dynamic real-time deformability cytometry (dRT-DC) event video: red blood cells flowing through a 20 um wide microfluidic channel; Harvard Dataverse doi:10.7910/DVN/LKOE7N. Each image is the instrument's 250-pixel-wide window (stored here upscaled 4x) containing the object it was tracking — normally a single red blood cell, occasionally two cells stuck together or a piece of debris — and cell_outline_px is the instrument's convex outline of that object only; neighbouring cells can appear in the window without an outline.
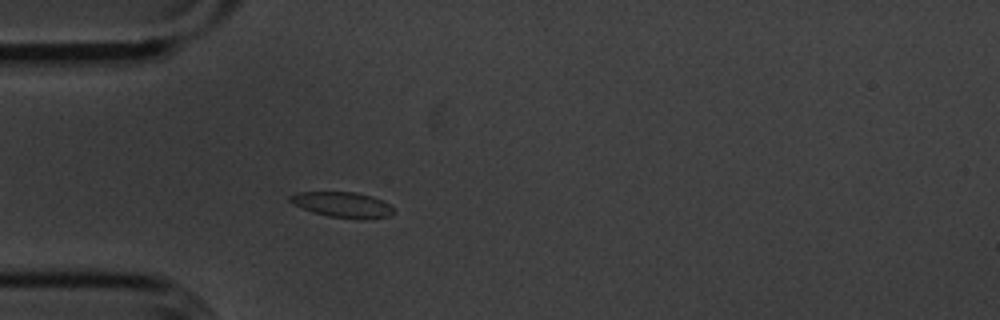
{"species": "common noctule bat (a hibernating species)", "species_latin": "Nyctalus noctula", "temperature_condition": "cold", "stored_images_in_passage": 34, "camera_frame_rate_fps": 3000, "um_per_image_px": 0.085, "animal": {"sex": "male", "body_mass_g": 20.1, "forearm_length_mm": 53.5}, "frame": {"image": 1, "passage_image": 6, "time_ms": 1.667, "image_size_px": [1000, 320], "cell_outline_px": [[396, 212], [388, 216], [368, 220], [360, 220], [328, 216], [312, 212], [292, 204], [288, 200], [288, 196], [296, 192], [356, 192], [372, 196], [392, 204], [396, 208]], "centroid_in_image_um": [29.17, 17.41], "position_along_channel_um": 55.8, "area_um2": 15.9}}
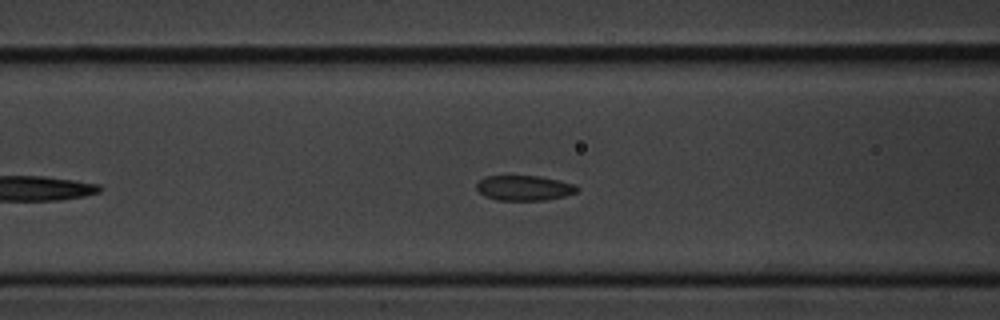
{"frame": {"image": 2, "passage_image": 12, "time_ms": 3.667, "image_size_px": [1000, 320], "cell_outline_px": [[580, 188], [576, 192], [564, 196], [544, 200], [496, 200], [484, 196], [476, 188], [476, 184], [480, 180], [488, 176], [540, 176], [560, 180], [572, 184]], "centroid_in_image_um": [44.55, 15.98], "position_along_channel_um": 122.1, "area_um2": 14.62}}
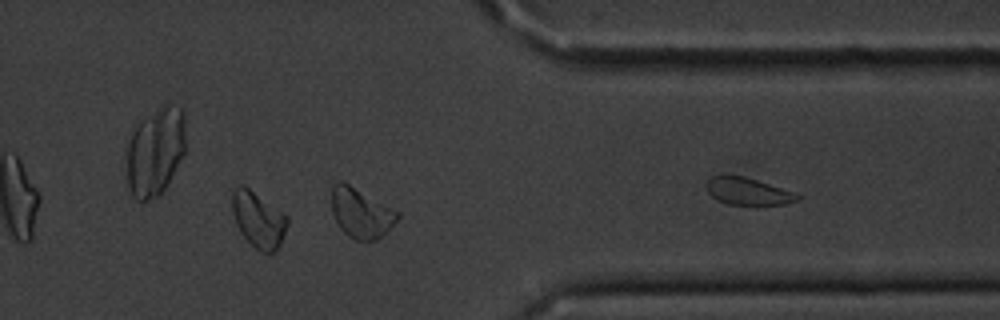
{"frame": {"image": 3, "passage_image": 31, "time_ms": 10.0, "image_size_px": [1000, 320], "cell_outline_px": [[288, 224], [280, 244], [272, 252], [260, 252], [240, 232], [236, 224], [232, 212], [232, 192], [236, 184], [240, 184], [248, 188], [288, 216]], "centroid_in_image_um": [21.94, 18.65], "position_along_channel_um": 389.5, "area_um2": 17.69}}